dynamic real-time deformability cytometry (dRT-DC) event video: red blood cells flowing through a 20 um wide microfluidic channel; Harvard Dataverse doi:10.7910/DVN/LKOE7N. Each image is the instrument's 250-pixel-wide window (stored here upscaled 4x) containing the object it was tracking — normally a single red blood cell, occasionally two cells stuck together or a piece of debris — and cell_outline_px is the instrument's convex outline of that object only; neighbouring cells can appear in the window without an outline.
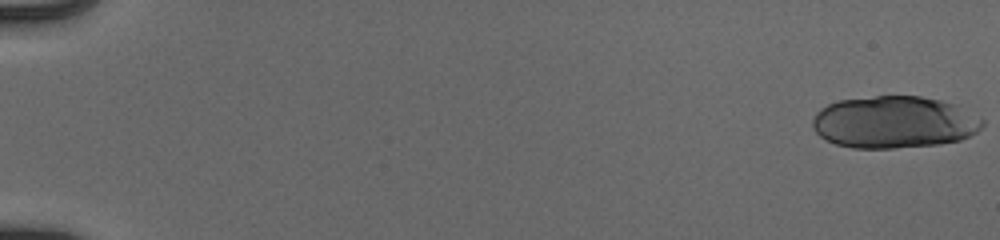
{"species": "human", "species_latin": "Homo sapiens", "temperature_condition": "cold", "stored_images_in_passage": 55, "segment_of_instrument_passage": [1, 2], "camera_frame_rate_fps": 3000, "um_per_image_px": 0.085, "donor": {"sex": "male"}, "frame": {"image": 1, "passage_image": 1, "time_ms": 0.0, "image_size_px": [1000, 240], "cell_outline_px": [[984, 124], [976, 132], [960, 140], [940, 144], [896, 148], [852, 148], [836, 144], [820, 136], [812, 128], [812, 120], [816, 112], [820, 108], [836, 100], [876, 96], [920, 96], [940, 100], [952, 104], [984, 120]], "centroid_in_image_um": [75.95, 10.39], "position_along_channel_um": 9.1, "area_um2": 51.5}}
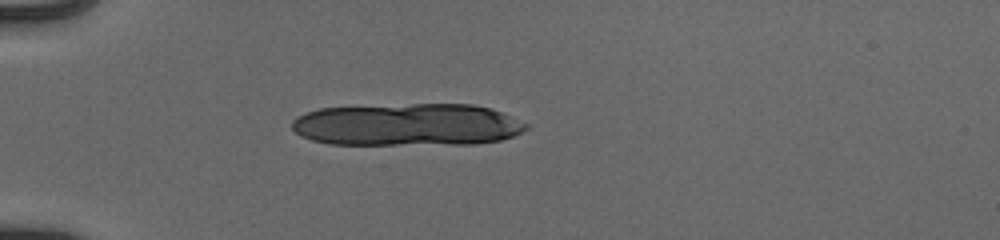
{"frame": {"image": 2, "passage_image": 17, "time_ms": 5.333, "image_size_px": [1000, 240], "cell_outline_px": [[528, 128], [512, 136], [500, 140], [476, 144], [328, 144], [312, 140], [300, 136], [292, 128], [292, 120], [296, 116], [304, 112], [320, 108], [412, 104], [472, 104], [492, 108], [528, 124]], "centroid_in_image_um": [34.61, 10.6], "position_along_channel_um": 50.4, "area_um2": 58.09}}